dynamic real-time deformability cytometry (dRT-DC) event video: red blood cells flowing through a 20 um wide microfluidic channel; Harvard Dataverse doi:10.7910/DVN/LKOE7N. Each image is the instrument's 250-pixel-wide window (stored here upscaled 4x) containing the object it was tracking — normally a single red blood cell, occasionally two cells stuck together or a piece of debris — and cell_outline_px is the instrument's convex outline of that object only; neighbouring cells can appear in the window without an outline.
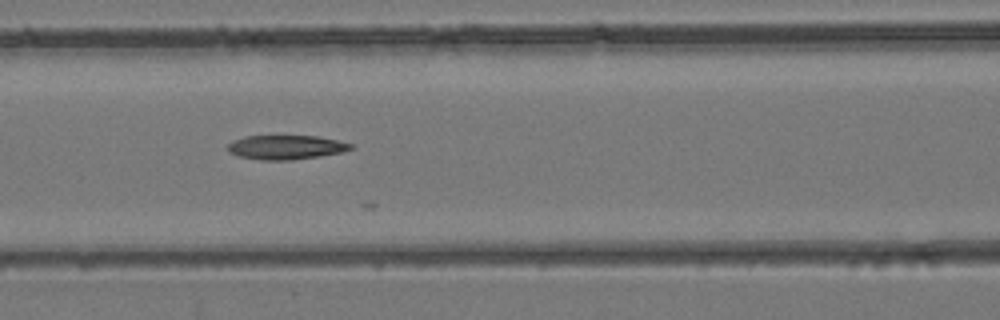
{"species": "common noctule bat (a hibernating species)", "species_latin": "Nyctalus noctula", "temperature_condition": "room temperature", "stored_images_in_passage": 12, "camera_frame_rate_fps": 3000, "um_per_image_px": 0.085, "animal": {"sex": "female", "body_mass_g": 24.6, "forearm_length_mm": 56.2}, "frame": {"image": 1, "passage_image": 8, "time_ms": 2.333, "image_size_px": [1000, 320], "cell_outline_px": [[352, 148], [344, 152], [320, 156], [292, 160], [260, 160], [240, 156], [228, 152], [228, 144], [232, 140], [244, 136], [316, 136], [336, 140], [352, 144]], "centroid_in_image_um": [24.28, 12.52], "position_along_channel_um": 142.3, "area_um2": 17.34}}
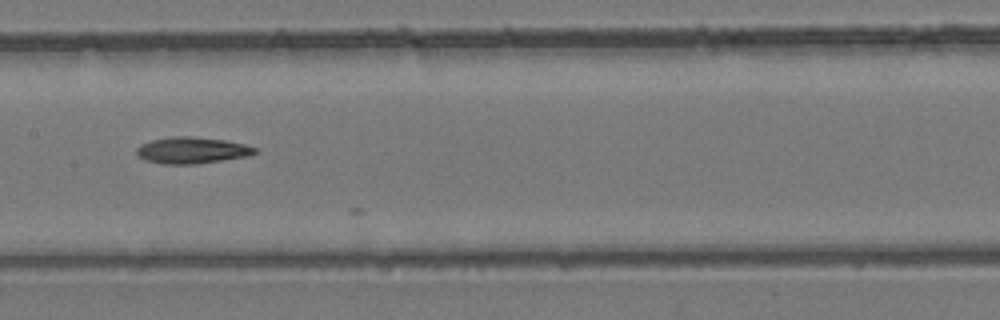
{"frame": {"image": 2, "passage_image": 11, "time_ms": 3.333, "image_size_px": [1000, 320], "cell_outline_px": [[260, 152], [248, 156], [192, 164], [164, 164], [144, 160], [136, 152], [136, 148], [140, 144], [152, 140], [172, 136], [192, 136], [224, 140], [244, 144], [260, 148]], "centroid_in_image_um": [16.34, 12.77], "position_along_channel_um": 191.1, "area_um2": 18.26}}